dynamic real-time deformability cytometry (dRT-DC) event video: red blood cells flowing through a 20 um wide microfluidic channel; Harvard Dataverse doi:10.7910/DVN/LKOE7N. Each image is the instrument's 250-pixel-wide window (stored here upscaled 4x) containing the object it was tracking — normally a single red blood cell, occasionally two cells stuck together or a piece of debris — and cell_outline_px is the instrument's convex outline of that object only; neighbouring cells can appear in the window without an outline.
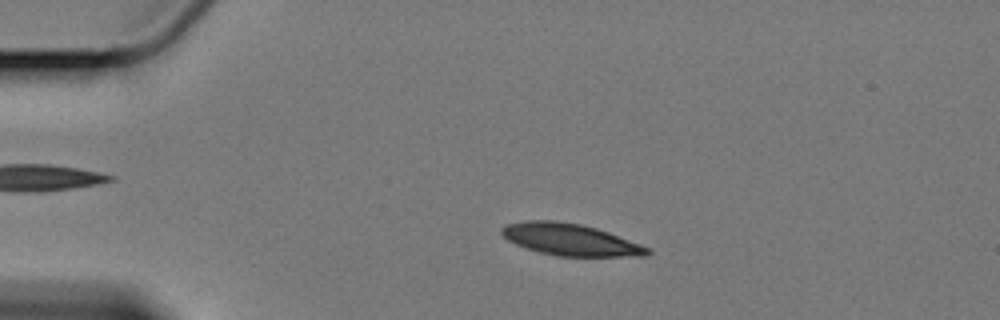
{"species": "Egyptian fruit bat (a non-hibernating species)", "species_latin": "Rousettus aegyptiacus", "temperature_condition": "cold", "stored_images_in_passage": 58, "camera_frame_rate_fps": 3000, "um_per_image_px": 0.085, "animal": {"sex": "female"}, "frame": {"image": 1, "passage_image": 12, "time_ms": 3.667, "image_size_px": [1000, 320], "cell_outline_px": [[652, 252], [648, 256], [556, 256], [540, 252], [516, 244], [508, 240], [500, 232], [500, 228], [508, 224], [524, 220], [556, 220], [580, 224], [596, 228], [608, 232], [652, 248]], "centroid_in_image_um": [48.5, 20.36], "position_along_channel_um": 36.5, "area_um2": 27.05}}
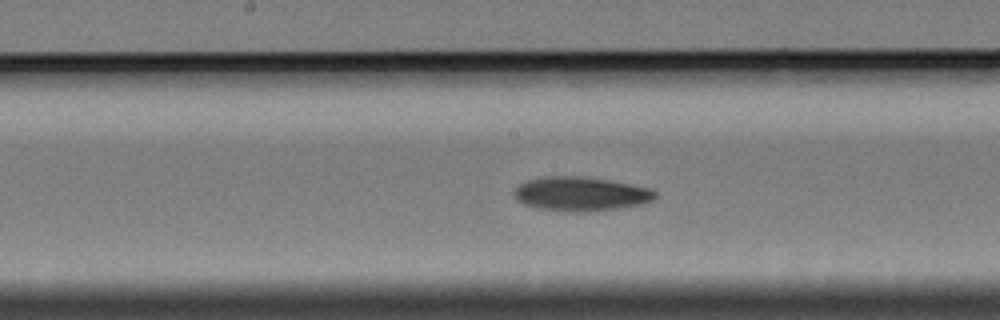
{"frame": {"image": 2, "passage_image": 30, "time_ms": 9.667, "image_size_px": [1000, 320], "cell_outline_px": [[656, 196], [652, 200], [644, 204], [592, 212], [568, 212], [540, 208], [524, 204], [516, 200], [512, 192], [520, 184], [528, 180], [548, 176], [580, 176], [608, 180], [648, 188], [656, 192]], "centroid_in_image_um": [49.34, 16.49], "position_along_channel_um": 198.9, "area_um2": 27.98}}
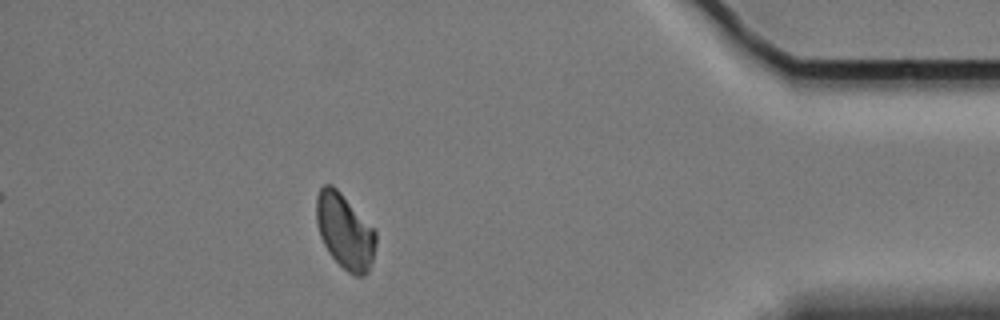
{"frame": {"image": 3, "passage_image": 52, "time_ms": 17.0, "image_size_px": [1000, 320], "cell_outline_px": [[376, 244], [372, 260], [368, 272], [364, 276], [356, 276], [348, 272], [328, 252], [320, 236], [316, 224], [316, 196], [320, 188], [324, 184], [332, 184], [340, 192], [376, 232]], "centroid_in_image_um": [29.29, 19.66], "position_along_channel_um": 405.9, "area_um2": 25.72}, "authors_computed_cell_mechanics": {"area_um2": 26.7036, "velocity_mm_per_s": 3.3838, "shape_relaxation_time_tau1_ms": 7.51, "shape_relaxation_time_tau2_ms": null, "deformation_change_tau1": 0.1425, "deformation_change_tau2": null}}